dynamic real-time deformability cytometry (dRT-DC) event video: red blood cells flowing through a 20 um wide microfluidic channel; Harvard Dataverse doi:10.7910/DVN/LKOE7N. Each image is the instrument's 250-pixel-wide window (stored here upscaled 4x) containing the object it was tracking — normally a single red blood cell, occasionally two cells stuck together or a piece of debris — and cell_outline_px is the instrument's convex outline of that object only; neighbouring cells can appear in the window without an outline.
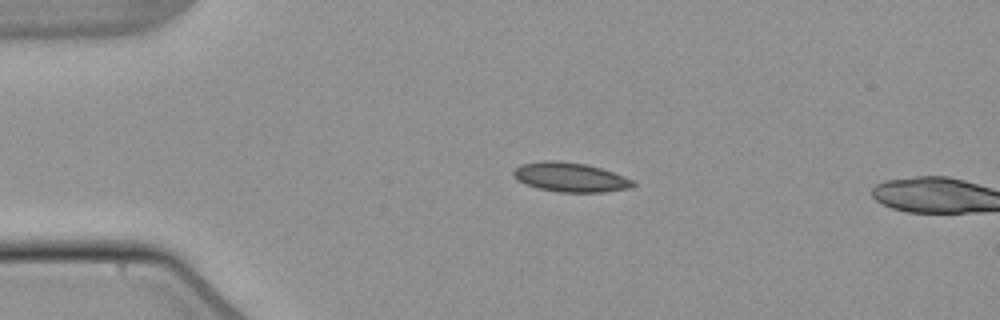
{"species": "common noctule bat (a hibernating species)", "species_latin": "Nyctalus noctula", "temperature_condition": "warm", "stored_images_in_passage": 8, "camera_frame_rate_fps": 3000, "um_per_image_px": 0.085, "animal": {"sex": "male", "body_mass_g": 21.5, "forearm_length_mm": 52.0}, "frame": {"image": 1, "passage_image": 6, "time_ms": 1.667, "image_size_px": [1000, 320], "cell_outline_px": [[636, 184], [628, 188], [604, 192], [560, 192], [540, 188], [516, 180], [512, 176], [512, 172], [520, 164], [544, 160], [556, 160], [584, 164], [600, 168], [624, 176], [632, 180]], "centroid_in_image_um": [48.44, 15.05], "position_along_channel_um": 36.6, "area_um2": 20.23}}